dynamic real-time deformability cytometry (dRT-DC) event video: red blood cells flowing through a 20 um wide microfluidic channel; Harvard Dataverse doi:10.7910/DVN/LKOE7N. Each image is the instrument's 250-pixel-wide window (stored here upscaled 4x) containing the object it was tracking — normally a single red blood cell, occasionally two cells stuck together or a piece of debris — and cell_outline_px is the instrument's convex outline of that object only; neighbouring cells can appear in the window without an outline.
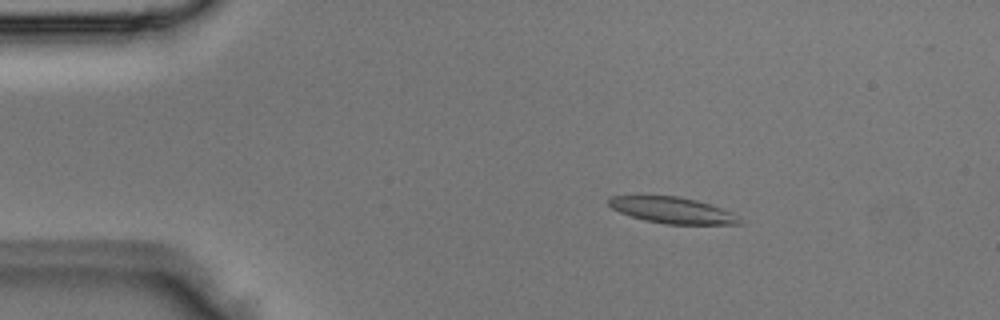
{"species": "Egyptian fruit bat (a non-hibernating species)", "species_latin": "Rousettus aegyptiacus", "temperature_condition": "room temperature", "stored_images_in_passage": 3, "camera_frame_rate_fps": 3000, "um_per_image_px": 0.085, "animal": {"sex": "male"}, "frame": {"image": 1, "passage_image": 1, "time_ms": 0.0, "image_size_px": [1000, 320], "cell_outline_px": [[744, 224], [668, 224], [644, 220], [620, 212], [612, 208], [608, 204], [608, 200], [612, 196], [680, 196], [696, 200], [732, 212]], "centroid_in_image_um": [57.15, 17.87], "position_along_channel_um": 27.9, "area_um2": 19.65}}